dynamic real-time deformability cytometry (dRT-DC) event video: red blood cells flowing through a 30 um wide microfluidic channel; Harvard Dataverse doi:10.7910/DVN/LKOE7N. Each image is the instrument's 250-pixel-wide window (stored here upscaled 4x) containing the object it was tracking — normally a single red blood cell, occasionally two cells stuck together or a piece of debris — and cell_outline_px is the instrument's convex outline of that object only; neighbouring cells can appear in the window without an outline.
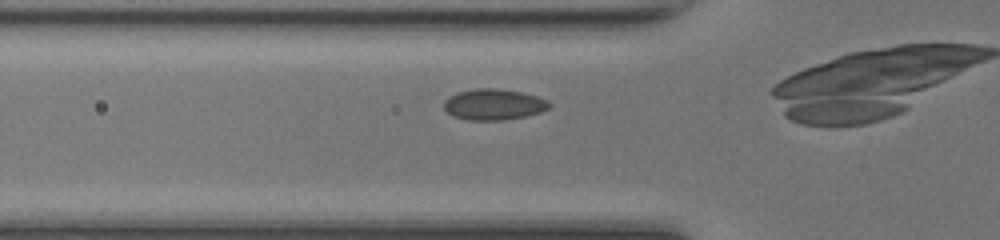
{"species": "common noctule bat (a hibernating species)", "species_latin": "Nyctalus noctula", "temperature_condition": "room temperature", "stored_images_in_passage": 26, "camera_frame_rate_fps": 3000, "um_per_image_px": 0.085, "animal": {"sex": "female", "body_mass_g": 17.0, "forearm_length_mm": 48.0}, "frame": {"image": 1, "passage_image": 4, "time_ms": 1.0, "image_size_px": [1000, 240], "cell_outline_px": [[552, 104], [548, 108], [540, 112], [524, 116], [504, 120], [468, 120], [452, 116], [444, 108], [444, 100], [448, 96], [456, 92], [472, 88], [496, 88], [520, 92], [536, 96], [548, 100]], "centroid_in_image_um": [41.93, 8.87], "position_along_channel_um": 83.9, "area_um2": 19.13}}
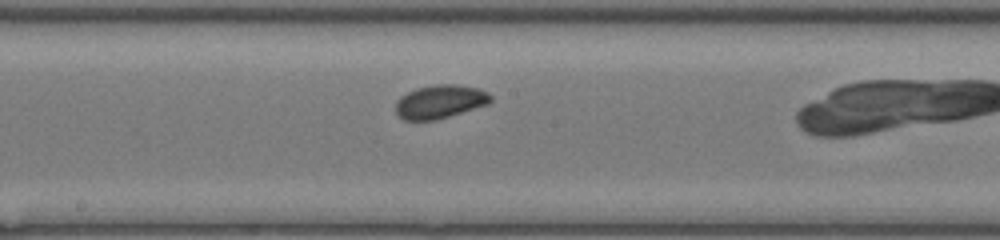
{"frame": {"image": 2, "passage_image": 13, "time_ms": 4.0, "image_size_px": [1000, 240], "cell_outline_px": [[492, 100], [488, 104], [436, 120], [404, 120], [396, 112], [396, 100], [400, 96], [416, 88], [436, 84], [452, 84], [480, 88], [488, 92], [492, 96]], "centroid_in_image_um": [37.41, 8.63], "position_along_channel_um": 210.8, "area_um2": 18.55}}
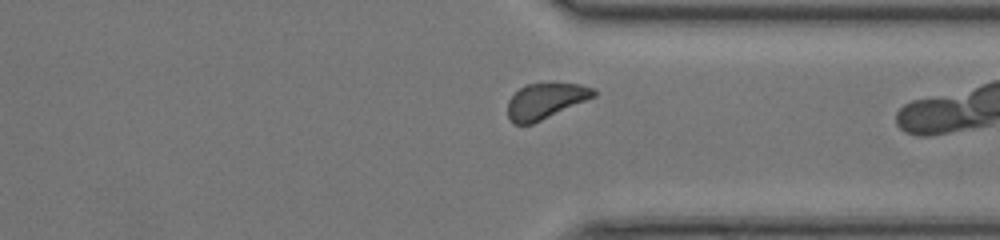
{"frame": {"image": 3, "passage_image": 24, "time_ms": 7.667, "image_size_px": [1000, 240], "cell_outline_px": [[596, 96], [532, 124], [512, 124], [508, 116], [508, 100], [520, 88], [528, 84], [552, 80], [556, 80], [580, 84], [596, 88]], "centroid_in_image_um": [46.4, 8.52], "position_along_channel_um": 365.0, "area_um2": 18.44}}